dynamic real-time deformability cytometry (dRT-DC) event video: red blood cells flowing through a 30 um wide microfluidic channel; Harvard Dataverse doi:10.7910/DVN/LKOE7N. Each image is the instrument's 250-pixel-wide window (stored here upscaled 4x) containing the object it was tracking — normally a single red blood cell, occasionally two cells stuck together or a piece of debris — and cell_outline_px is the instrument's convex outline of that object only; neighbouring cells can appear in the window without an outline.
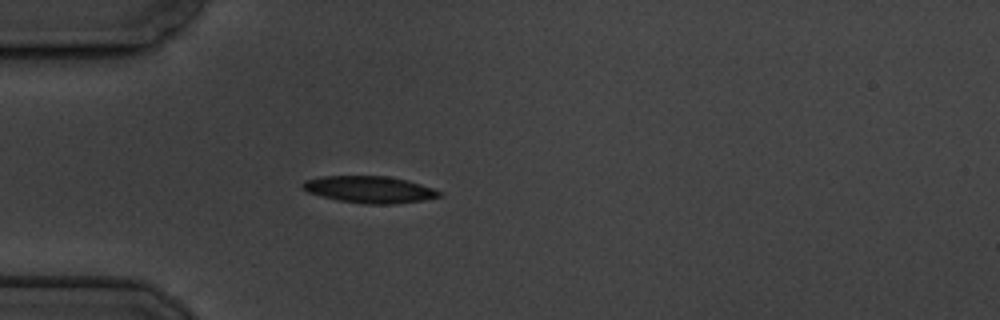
{"species": "common noctule bat (a hibernating species)", "species_latin": "Nyctalus noctula", "temperature_condition": "cold", "stored_images_in_passage": 5, "camera_frame_rate_fps": 3000, "um_per_image_px": 0.085, "animal": {"sex": "male", "body_mass_g": 19.5, "forearm_length_mm": 54.6}, "frame": {"image": 1, "passage_image": 5, "time_ms": 4.667, "image_size_px": [1000, 320], "cell_outline_px": [[440, 196], [420, 200], [392, 204], [364, 204], [336, 200], [308, 192], [300, 184], [304, 180], [320, 176], [388, 176], [408, 180], [432, 188], [440, 192]], "centroid_in_image_um": [31.35, 16.1], "position_along_channel_um": 53.7, "area_um2": 21.21}}